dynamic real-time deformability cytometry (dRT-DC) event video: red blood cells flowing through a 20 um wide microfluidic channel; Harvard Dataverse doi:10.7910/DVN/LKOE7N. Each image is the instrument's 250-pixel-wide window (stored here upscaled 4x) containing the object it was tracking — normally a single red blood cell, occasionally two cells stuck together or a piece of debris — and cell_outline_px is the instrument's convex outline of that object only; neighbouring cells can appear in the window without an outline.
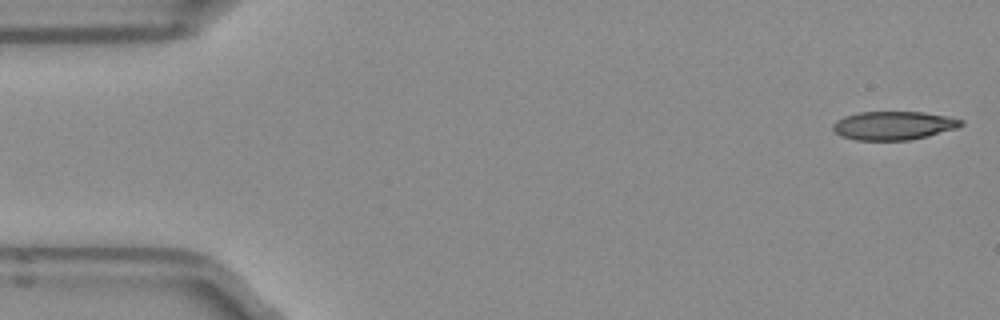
{"species": "Egyptian fruit bat (a non-hibernating species)", "species_latin": "Rousettus aegyptiacus", "temperature_condition": "room temperature", "stored_images_in_passage": 3, "camera_frame_rate_fps": 3000, "um_per_image_px": 0.085, "frame": {"image": 1, "passage_image": 1, "time_ms": 0.0, "image_size_px": [1000, 320], "cell_outline_px": [[964, 124], [956, 128], [928, 136], [908, 140], [856, 140], [840, 136], [832, 128], [832, 124], [836, 120], [844, 116], [856, 112], [924, 112], [948, 116], [964, 120]], "centroid_in_image_um": [75.94, 10.66], "position_along_channel_um": 9.1, "area_um2": 21.44}}